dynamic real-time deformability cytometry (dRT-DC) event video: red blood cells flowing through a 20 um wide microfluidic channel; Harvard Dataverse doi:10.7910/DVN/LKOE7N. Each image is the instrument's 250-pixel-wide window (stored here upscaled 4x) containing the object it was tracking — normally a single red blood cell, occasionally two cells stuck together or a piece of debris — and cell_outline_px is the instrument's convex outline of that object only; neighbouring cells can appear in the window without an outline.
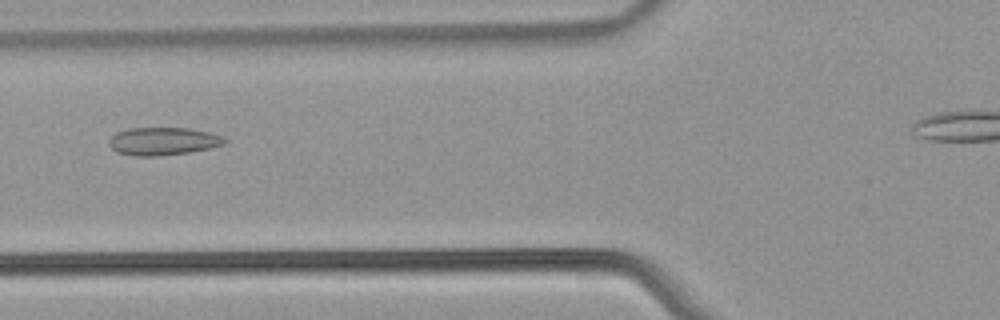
{"species": "common noctule bat (a hibernating species)", "species_latin": "Nyctalus noctula", "temperature_condition": "warm", "stored_images_in_passage": 49, "camera_frame_rate_fps": 3000, "um_per_image_px": 0.085, "animal": {"sex": "male", "body_mass_g": 21.5, "forearm_length_mm": 52.0}, "frame": {"image": 1, "passage_image": 22, "time_ms": 7.0, "image_size_px": [1000, 320], "cell_outline_px": [[228, 140], [224, 144], [208, 148], [188, 152], [160, 156], [136, 156], [116, 152], [108, 144], [108, 140], [116, 132], [128, 128], [188, 128], [208, 132], [220, 136]], "centroid_in_image_um": [13.81, 12.0], "position_along_channel_um": 112.0, "area_um2": 18.67}}
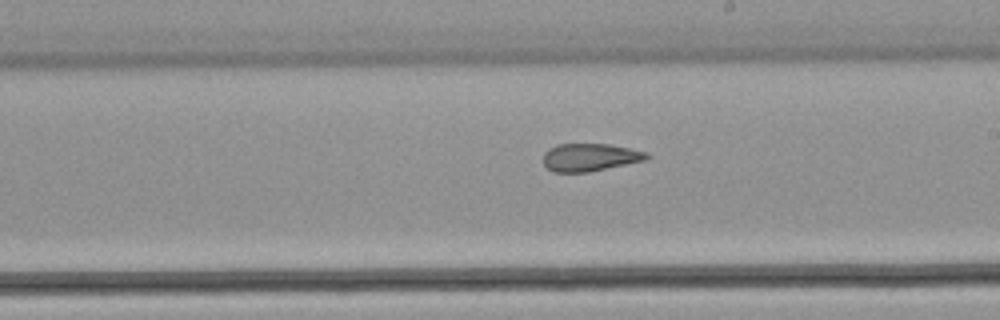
{"frame": {"image": 2, "passage_image": 32, "time_ms": 10.333, "image_size_px": [1000, 320], "cell_outline_px": [[652, 156], [648, 160], [588, 172], [552, 172], [544, 164], [544, 152], [548, 148], [556, 144], [608, 144], [648, 152]], "centroid_in_image_um": [50.17, 13.37], "position_along_channel_um": 238.8, "area_um2": 16.88}}
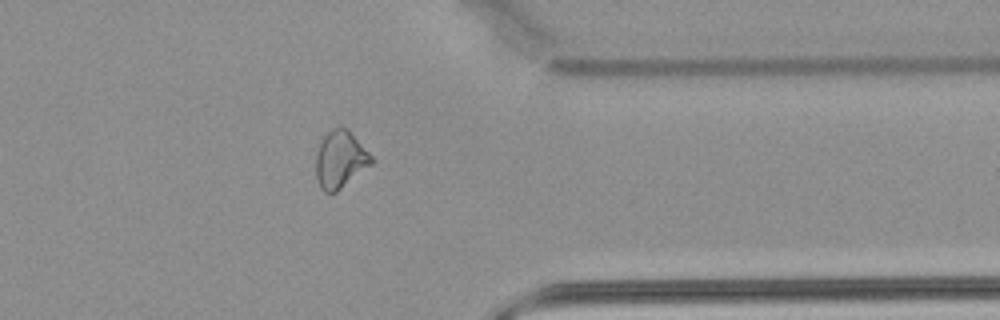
{"frame": {"image": 3, "passage_image": 44, "time_ms": 14.333, "image_size_px": [1000, 320], "cell_outline_px": [[376, 160], [372, 164], [336, 192], [324, 192], [320, 188], [316, 176], [316, 152], [324, 136], [332, 128], [348, 128]], "centroid_in_image_um": [28.93, 13.56], "position_along_channel_um": 382.5, "area_um2": 18.5}}